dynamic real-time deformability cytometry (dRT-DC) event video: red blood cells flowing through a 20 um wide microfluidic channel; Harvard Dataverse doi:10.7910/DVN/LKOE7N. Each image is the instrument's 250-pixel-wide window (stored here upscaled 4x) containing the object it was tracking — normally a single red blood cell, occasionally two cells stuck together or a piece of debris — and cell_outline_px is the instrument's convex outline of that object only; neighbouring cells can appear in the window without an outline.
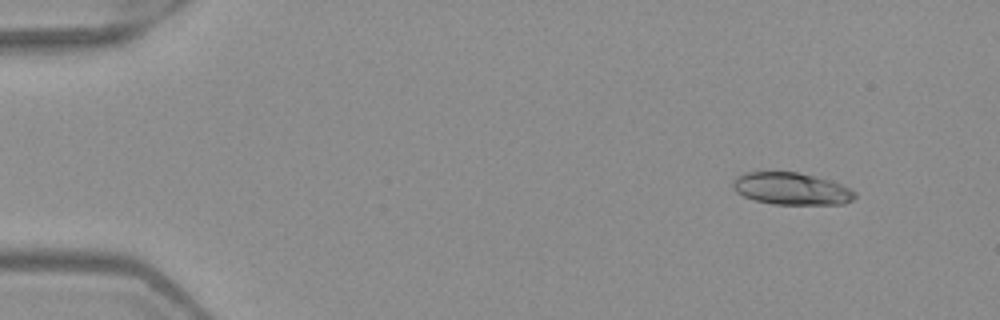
{"species": "Egyptian fruit bat (a non-hibernating species)", "species_latin": "Rousettus aegyptiacus", "temperature_condition": "warm", "stored_images_in_passage": 3, "camera_frame_rate_fps": 3000, "um_per_image_px": 0.085, "frame": {"image": 1, "passage_image": 1, "time_ms": 0.0, "image_size_px": [1000, 320], "cell_outline_px": [[856, 196], [852, 200], [844, 204], [772, 204], [756, 200], [744, 196], [736, 192], [732, 188], [732, 180], [736, 176], [744, 172], [772, 168], [796, 172], [828, 180], [840, 184], [856, 192]], "centroid_in_image_um": [67.17, 15.99], "position_along_channel_um": 17.8, "area_um2": 23.47}}
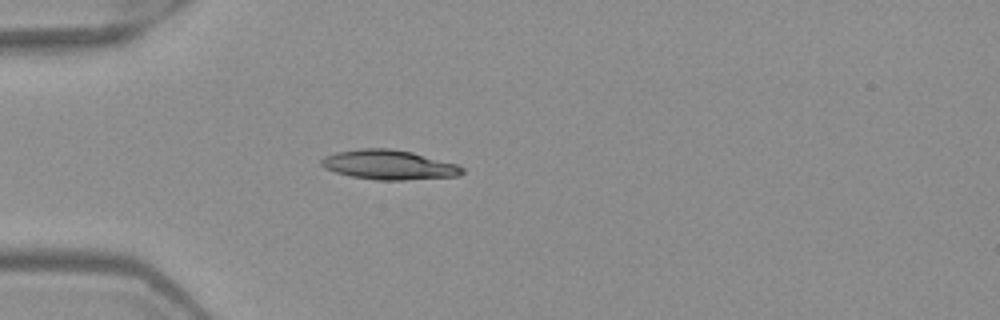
{"frame": {"image": 2, "passage_image": 3, "time_ms": 0.667, "image_size_px": [1000, 320], "cell_outline_px": [[464, 172], [460, 176], [404, 180], [376, 180], [352, 176], [336, 172], [324, 168], [320, 164], [320, 160], [324, 156], [336, 152], [360, 148], [392, 148], [412, 152], [456, 164], [464, 168]], "centroid_in_image_um": [33.05, 14.0], "position_along_channel_um": 52.0, "area_um2": 24.33}}